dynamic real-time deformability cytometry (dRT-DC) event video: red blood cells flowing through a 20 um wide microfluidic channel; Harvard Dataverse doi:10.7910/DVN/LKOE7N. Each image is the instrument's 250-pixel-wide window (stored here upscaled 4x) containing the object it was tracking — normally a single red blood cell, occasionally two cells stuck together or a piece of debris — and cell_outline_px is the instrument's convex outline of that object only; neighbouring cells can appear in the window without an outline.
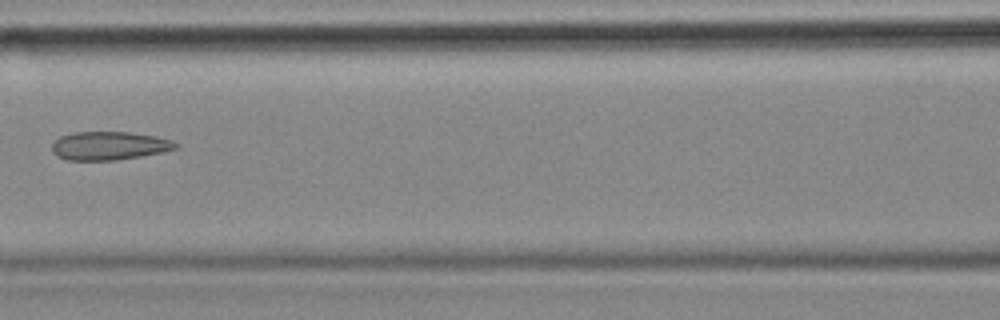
{"species": "common noctule bat (a hibernating species)", "species_latin": "Nyctalus noctula", "temperature_condition": "cold", "stored_images_in_passage": 5, "camera_frame_rate_fps": 3000, "um_per_image_px": 0.085, "animal": {"sex": "female", "body_mass_g": 18.4}, "frame": {"image": 1, "passage_image": 5, "time_ms": 1.333, "image_size_px": [1000, 320], "cell_outline_px": [[180, 144], [176, 148], [164, 152], [116, 160], [68, 160], [56, 156], [52, 152], [52, 144], [60, 136], [72, 132], [128, 132], [156, 136], [172, 140]], "centroid_in_image_um": [9.28, 12.39], "position_along_channel_um": 157.3, "area_um2": 20.58}}